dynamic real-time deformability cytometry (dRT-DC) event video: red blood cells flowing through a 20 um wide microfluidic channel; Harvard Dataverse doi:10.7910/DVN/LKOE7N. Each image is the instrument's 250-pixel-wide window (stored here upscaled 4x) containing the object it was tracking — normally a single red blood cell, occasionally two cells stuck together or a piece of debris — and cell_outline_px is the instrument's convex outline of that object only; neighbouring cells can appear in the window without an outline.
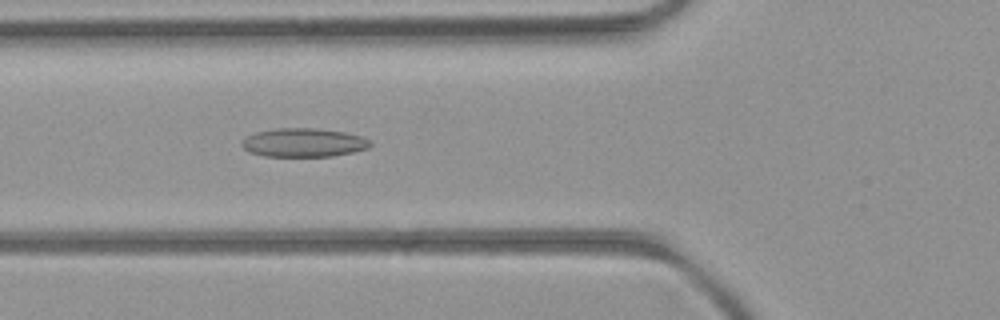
{"species": "common noctule bat (a hibernating species)", "species_latin": "Nyctalus noctula", "temperature_condition": "room temperature", "stored_images_in_passage": 33, "camera_frame_rate_fps": 3000, "um_per_image_px": 0.085, "animal": {"sex": "female", "body_mass_g": 21.9}, "frame": {"image": 1, "passage_image": 8, "time_ms": 2.333, "image_size_px": [1000, 320], "cell_outline_px": [[372, 144], [368, 148], [352, 152], [332, 156], [264, 156], [248, 152], [240, 144], [248, 136], [256, 132], [276, 128], [312, 128], [344, 132], [364, 136], [372, 140]], "centroid_in_image_um": [25.84, 12.12], "position_along_channel_um": 100.0, "area_um2": 21.5}}
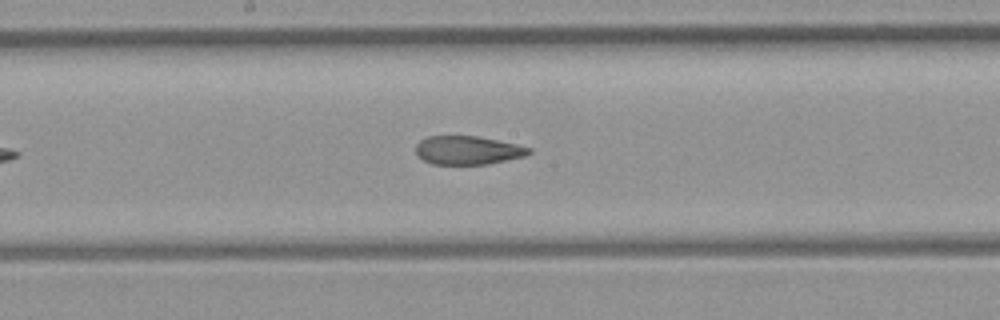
{"frame": {"image": 2, "passage_image": 16, "time_ms": 5.0, "image_size_px": [1000, 320], "cell_outline_px": [[532, 152], [524, 156], [488, 164], [432, 164], [424, 160], [416, 152], [416, 144], [420, 140], [428, 136], [476, 136], [516, 144], [532, 148]], "centroid_in_image_um": [39.76, 12.77], "position_along_channel_um": 208.4, "area_um2": 18.67}}
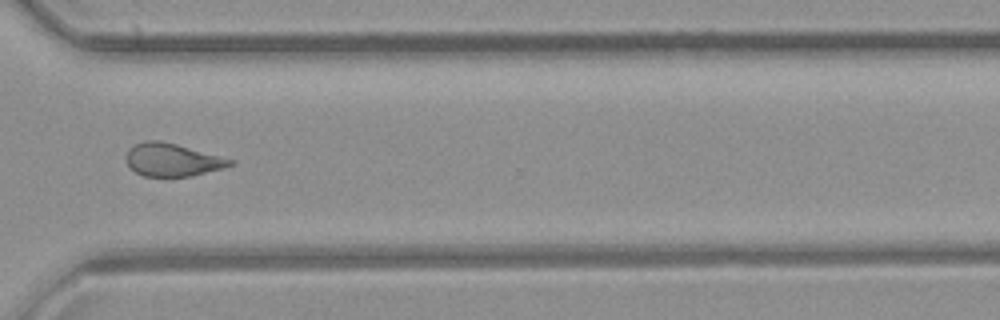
{"frame": {"image": 3, "passage_image": 27, "time_ms": 8.667, "image_size_px": [1000, 320], "cell_outline_px": [[236, 160], [232, 164], [224, 168], [192, 176], [144, 176], [136, 172], [124, 160], [124, 156], [128, 148], [144, 140], [160, 140], [176, 144]], "centroid_in_image_um": [14.62, 13.57], "position_along_channel_um": 356.0, "area_um2": 20.0}, "authors_computed_cell_mechanics": {"area_um2": 20.4612, "velocity_mm_per_s": 4.0467, "shape_relaxation_time_tau1_ms": null, "shape_relaxation_time_tau2_ms": 2.2981, "deformation_change_tau1": null, "deformation_change_tau2": 0.1038}}